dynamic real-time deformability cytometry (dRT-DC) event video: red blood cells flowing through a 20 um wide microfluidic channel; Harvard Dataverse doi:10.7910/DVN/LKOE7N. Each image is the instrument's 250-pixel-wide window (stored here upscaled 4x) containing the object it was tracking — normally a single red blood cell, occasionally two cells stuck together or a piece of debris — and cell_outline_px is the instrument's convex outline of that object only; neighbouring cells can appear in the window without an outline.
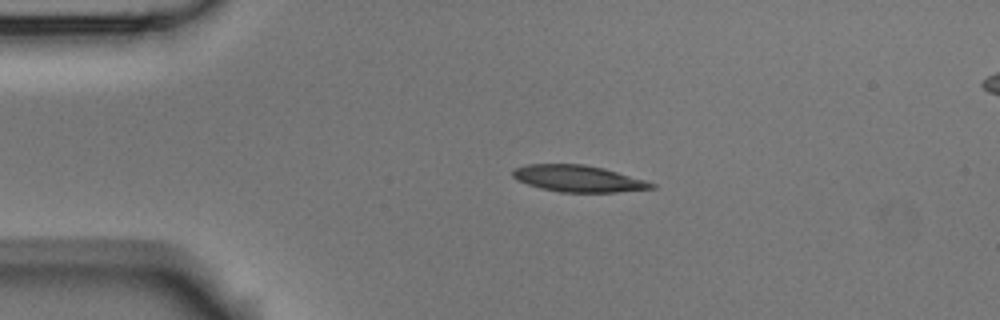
{"species": "Egyptian fruit bat (a non-hibernating species)", "species_latin": "Rousettus aegyptiacus", "temperature_condition": "room temperature", "stored_images_in_passage": 45, "camera_frame_rate_fps": 3000, "um_per_image_px": 0.085, "animal": {"sex": "male"}, "frame": {"image": 1, "passage_image": 1, "time_ms": 0.0, "image_size_px": [1000, 320], "cell_outline_px": [[656, 188], [616, 192], [560, 192], [540, 188], [516, 180], [512, 176], [512, 168], [528, 164], [584, 164], [604, 168], [644, 180], [656, 184]], "centroid_in_image_um": [49.11, 15.18], "position_along_channel_um": 35.9, "area_um2": 21.5}}
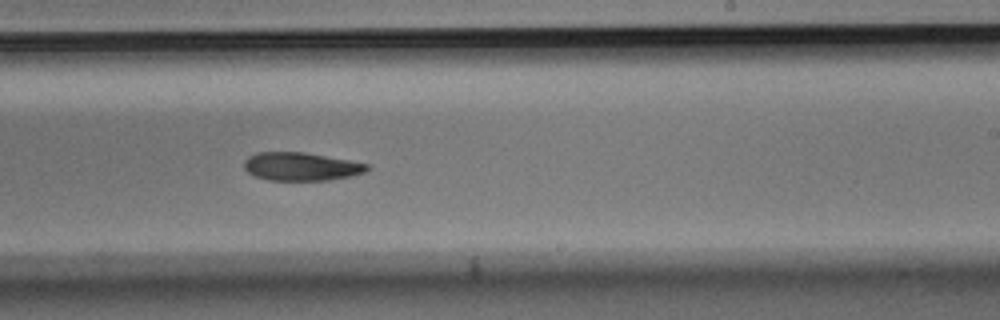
{"frame": {"image": 2, "passage_image": 23, "time_ms": 7.333, "image_size_px": [1000, 320], "cell_outline_px": [[372, 168], [364, 172], [352, 176], [328, 180], [268, 180], [256, 176], [248, 172], [244, 168], [244, 160], [248, 156], [256, 152], [304, 152], [348, 160], [368, 164]], "centroid_in_image_um": [25.59, 14.15], "position_along_channel_um": 263.4, "area_um2": 20.23}}
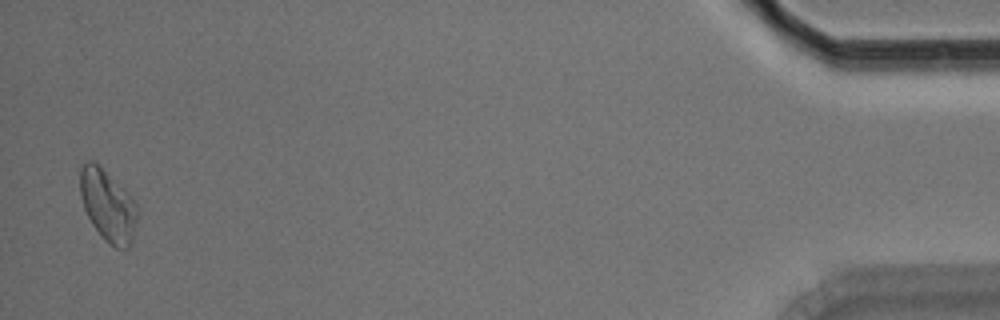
{"frame": {"image": 3, "passage_image": 44, "time_ms": 14.333, "image_size_px": [1000, 320], "cell_outline_px": [[136, 220], [132, 236], [128, 248], [116, 248], [108, 244], [100, 236], [92, 224], [84, 208], [80, 196], [80, 168], [88, 160], [92, 160], [124, 188], [128, 192], [136, 204]], "centroid_in_image_um": [9.14, 17.47], "position_along_channel_um": 426.1, "area_um2": 23.52}, "authors_computed_cell_mechanics": {"area_um2": 21.5016, "velocity_mm_per_s": 3.5803, "shape_relaxation_time_tau1_ms": 4.2711, "shape_relaxation_time_tau2_ms": null, "deformation_change_tau1": 0.1354, "deformation_change_tau2": null}}